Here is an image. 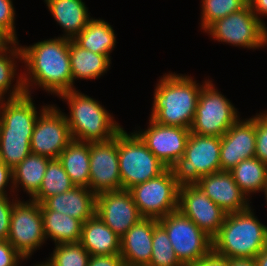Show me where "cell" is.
<instances>
[{
	"instance_id": "cell-1",
	"label": "cell",
	"mask_w": 267,
	"mask_h": 266,
	"mask_svg": "<svg viewBox=\"0 0 267 266\" xmlns=\"http://www.w3.org/2000/svg\"><path fill=\"white\" fill-rule=\"evenodd\" d=\"M20 47L26 68L25 73L22 72L26 94L31 95L37 86L56 96L76 89L70 65L69 39L59 36Z\"/></svg>"
},
{
	"instance_id": "cell-2",
	"label": "cell",
	"mask_w": 267,
	"mask_h": 266,
	"mask_svg": "<svg viewBox=\"0 0 267 266\" xmlns=\"http://www.w3.org/2000/svg\"><path fill=\"white\" fill-rule=\"evenodd\" d=\"M24 94L17 98L2 99L0 103V160L12 169L30 153V140L38 116L33 97Z\"/></svg>"
},
{
	"instance_id": "cell-3",
	"label": "cell",
	"mask_w": 267,
	"mask_h": 266,
	"mask_svg": "<svg viewBox=\"0 0 267 266\" xmlns=\"http://www.w3.org/2000/svg\"><path fill=\"white\" fill-rule=\"evenodd\" d=\"M188 75L170 73L163 75L156 84L151 118L165 126L191 128L198 97L203 85Z\"/></svg>"
},
{
	"instance_id": "cell-4",
	"label": "cell",
	"mask_w": 267,
	"mask_h": 266,
	"mask_svg": "<svg viewBox=\"0 0 267 266\" xmlns=\"http://www.w3.org/2000/svg\"><path fill=\"white\" fill-rule=\"evenodd\" d=\"M251 206L228 213L219 232L212 238V251L225 258H255L267 246V226Z\"/></svg>"
},
{
	"instance_id": "cell-5",
	"label": "cell",
	"mask_w": 267,
	"mask_h": 266,
	"mask_svg": "<svg viewBox=\"0 0 267 266\" xmlns=\"http://www.w3.org/2000/svg\"><path fill=\"white\" fill-rule=\"evenodd\" d=\"M68 103L69 114L64 116L73 140L103 142L113 139L123 128L96 99L76 89L58 95Z\"/></svg>"
},
{
	"instance_id": "cell-6",
	"label": "cell",
	"mask_w": 267,
	"mask_h": 266,
	"mask_svg": "<svg viewBox=\"0 0 267 266\" xmlns=\"http://www.w3.org/2000/svg\"><path fill=\"white\" fill-rule=\"evenodd\" d=\"M118 158L124 190L156 178L168 169L135 132L128 134L124 128L118 132Z\"/></svg>"
},
{
	"instance_id": "cell-7",
	"label": "cell",
	"mask_w": 267,
	"mask_h": 266,
	"mask_svg": "<svg viewBox=\"0 0 267 266\" xmlns=\"http://www.w3.org/2000/svg\"><path fill=\"white\" fill-rule=\"evenodd\" d=\"M221 137L190 133L184 156L170 169L179 186L194 185L204 175L221 171Z\"/></svg>"
},
{
	"instance_id": "cell-8",
	"label": "cell",
	"mask_w": 267,
	"mask_h": 266,
	"mask_svg": "<svg viewBox=\"0 0 267 266\" xmlns=\"http://www.w3.org/2000/svg\"><path fill=\"white\" fill-rule=\"evenodd\" d=\"M212 82L209 79L200 91L190 132L222 137L240 116L237 108Z\"/></svg>"
},
{
	"instance_id": "cell-9",
	"label": "cell",
	"mask_w": 267,
	"mask_h": 266,
	"mask_svg": "<svg viewBox=\"0 0 267 266\" xmlns=\"http://www.w3.org/2000/svg\"><path fill=\"white\" fill-rule=\"evenodd\" d=\"M184 266H192L212 251V238L179 210L157 219Z\"/></svg>"
},
{
	"instance_id": "cell-10",
	"label": "cell",
	"mask_w": 267,
	"mask_h": 266,
	"mask_svg": "<svg viewBox=\"0 0 267 266\" xmlns=\"http://www.w3.org/2000/svg\"><path fill=\"white\" fill-rule=\"evenodd\" d=\"M204 32L215 41L236 47H267V27L252 12L249 3L243 9L215 21Z\"/></svg>"
},
{
	"instance_id": "cell-11",
	"label": "cell",
	"mask_w": 267,
	"mask_h": 266,
	"mask_svg": "<svg viewBox=\"0 0 267 266\" xmlns=\"http://www.w3.org/2000/svg\"><path fill=\"white\" fill-rule=\"evenodd\" d=\"M45 241L40 204L19 198L12 207L8 242L28 260Z\"/></svg>"
},
{
	"instance_id": "cell-12",
	"label": "cell",
	"mask_w": 267,
	"mask_h": 266,
	"mask_svg": "<svg viewBox=\"0 0 267 266\" xmlns=\"http://www.w3.org/2000/svg\"><path fill=\"white\" fill-rule=\"evenodd\" d=\"M140 214L145 218H162L178 210L179 185L168 168L156 178L129 189Z\"/></svg>"
},
{
	"instance_id": "cell-13",
	"label": "cell",
	"mask_w": 267,
	"mask_h": 266,
	"mask_svg": "<svg viewBox=\"0 0 267 266\" xmlns=\"http://www.w3.org/2000/svg\"><path fill=\"white\" fill-rule=\"evenodd\" d=\"M72 140L64 113L49 105L36 120L30 140L31 153L58 159Z\"/></svg>"
},
{
	"instance_id": "cell-14",
	"label": "cell",
	"mask_w": 267,
	"mask_h": 266,
	"mask_svg": "<svg viewBox=\"0 0 267 266\" xmlns=\"http://www.w3.org/2000/svg\"><path fill=\"white\" fill-rule=\"evenodd\" d=\"M118 134L111 140L90 142L89 189L95 194L122 190Z\"/></svg>"
},
{
	"instance_id": "cell-15",
	"label": "cell",
	"mask_w": 267,
	"mask_h": 266,
	"mask_svg": "<svg viewBox=\"0 0 267 266\" xmlns=\"http://www.w3.org/2000/svg\"><path fill=\"white\" fill-rule=\"evenodd\" d=\"M178 210L211 238L219 232L227 214L196 184L179 186Z\"/></svg>"
},
{
	"instance_id": "cell-16",
	"label": "cell",
	"mask_w": 267,
	"mask_h": 266,
	"mask_svg": "<svg viewBox=\"0 0 267 266\" xmlns=\"http://www.w3.org/2000/svg\"><path fill=\"white\" fill-rule=\"evenodd\" d=\"M134 132L167 168L184 156L187 140L191 133L188 128L161 125L151 118L147 129Z\"/></svg>"
},
{
	"instance_id": "cell-17",
	"label": "cell",
	"mask_w": 267,
	"mask_h": 266,
	"mask_svg": "<svg viewBox=\"0 0 267 266\" xmlns=\"http://www.w3.org/2000/svg\"><path fill=\"white\" fill-rule=\"evenodd\" d=\"M96 214L120 238L144 218L130 191L124 189L96 195Z\"/></svg>"
},
{
	"instance_id": "cell-18",
	"label": "cell",
	"mask_w": 267,
	"mask_h": 266,
	"mask_svg": "<svg viewBox=\"0 0 267 266\" xmlns=\"http://www.w3.org/2000/svg\"><path fill=\"white\" fill-rule=\"evenodd\" d=\"M255 116L239 118L221 137V171H231L244 159L255 157Z\"/></svg>"
},
{
	"instance_id": "cell-19",
	"label": "cell",
	"mask_w": 267,
	"mask_h": 266,
	"mask_svg": "<svg viewBox=\"0 0 267 266\" xmlns=\"http://www.w3.org/2000/svg\"><path fill=\"white\" fill-rule=\"evenodd\" d=\"M196 185L227 214L250 207L249 198L241 191L228 171L204 175Z\"/></svg>"
},
{
	"instance_id": "cell-20",
	"label": "cell",
	"mask_w": 267,
	"mask_h": 266,
	"mask_svg": "<svg viewBox=\"0 0 267 266\" xmlns=\"http://www.w3.org/2000/svg\"><path fill=\"white\" fill-rule=\"evenodd\" d=\"M40 208L66 214L84 223L96 214V195L87 187L75 186L45 199Z\"/></svg>"
},
{
	"instance_id": "cell-21",
	"label": "cell",
	"mask_w": 267,
	"mask_h": 266,
	"mask_svg": "<svg viewBox=\"0 0 267 266\" xmlns=\"http://www.w3.org/2000/svg\"><path fill=\"white\" fill-rule=\"evenodd\" d=\"M155 218H142L121 237L120 255L124 263L149 265L152 254Z\"/></svg>"
},
{
	"instance_id": "cell-22",
	"label": "cell",
	"mask_w": 267,
	"mask_h": 266,
	"mask_svg": "<svg viewBox=\"0 0 267 266\" xmlns=\"http://www.w3.org/2000/svg\"><path fill=\"white\" fill-rule=\"evenodd\" d=\"M81 245L91 255L120 254L121 238L95 214L82 223Z\"/></svg>"
},
{
	"instance_id": "cell-23",
	"label": "cell",
	"mask_w": 267,
	"mask_h": 266,
	"mask_svg": "<svg viewBox=\"0 0 267 266\" xmlns=\"http://www.w3.org/2000/svg\"><path fill=\"white\" fill-rule=\"evenodd\" d=\"M48 11L63 28L61 37L73 40L92 19L83 0H44Z\"/></svg>"
},
{
	"instance_id": "cell-24",
	"label": "cell",
	"mask_w": 267,
	"mask_h": 266,
	"mask_svg": "<svg viewBox=\"0 0 267 266\" xmlns=\"http://www.w3.org/2000/svg\"><path fill=\"white\" fill-rule=\"evenodd\" d=\"M69 55L73 83L76 79H98L111 67V57L83 49L70 39Z\"/></svg>"
},
{
	"instance_id": "cell-25",
	"label": "cell",
	"mask_w": 267,
	"mask_h": 266,
	"mask_svg": "<svg viewBox=\"0 0 267 266\" xmlns=\"http://www.w3.org/2000/svg\"><path fill=\"white\" fill-rule=\"evenodd\" d=\"M50 160L51 158L49 157L30 153L12 169L13 184L10 192L15 194L19 190L17 188L22 187V190L29 195V198H32L41 187L46 167Z\"/></svg>"
},
{
	"instance_id": "cell-26",
	"label": "cell",
	"mask_w": 267,
	"mask_h": 266,
	"mask_svg": "<svg viewBox=\"0 0 267 266\" xmlns=\"http://www.w3.org/2000/svg\"><path fill=\"white\" fill-rule=\"evenodd\" d=\"M58 160L75 186L89 188L90 143L72 140Z\"/></svg>"
},
{
	"instance_id": "cell-27",
	"label": "cell",
	"mask_w": 267,
	"mask_h": 266,
	"mask_svg": "<svg viewBox=\"0 0 267 266\" xmlns=\"http://www.w3.org/2000/svg\"><path fill=\"white\" fill-rule=\"evenodd\" d=\"M73 41L83 49L111 57L110 54L116 45V36L110 23L92 18Z\"/></svg>"
},
{
	"instance_id": "cell-28",
	"label": "cell",
	"mask_w": 267,
	"mask_h": 266,
	"mask_svg": "<svg viewBox=\"0 0 267 266\" xmlns=\"http://www.w3.org/2000/svg\"><path fill=\"white\" fill-rule=\"evenodd\" d=\"M41 214L46 240L50 237L55 244L80 242V220L52 210H41Z\"/></svg>"
},
{
	"instance_id": "cell-29",
	"label": "cell",
	"mask_w": 267,
	"mask_h": 266,
	"mask_svg": "<svg viewBox=\"0 0 267 266\" xmlns=\"http://www.w3.org/2000/svg\"><path fill=\"white\" fill-rule=\"evenodd\" d=\"M229 172L249 199L251 194L264 192L267 186V164L256 157L244 159Z\"/></svg>"
},
{
	"instance_id": "cell-30",
	"label": "cell",
	"mask_w": 267,
	"mask_h": 266,
	"mask_svg": "<svg viewBox=\"0 0 267 266\" xmlns=\"http://www.w3.org/2000/svg\"><path fill=\"white\" fill-rule=\"evenodd\" d=\"M15 59L22 61V50L19 46V41L9 50L0 53V98L2 99L7 97L6 94H8V99L17 98L25 94L22 73L20 75L17 74V61ZM17 75L18 77H16ZM14 78H16V83L12 85Z\"/></svg>"
},
{
	"instance_id": "cell-31",
	"label": "cell",
	"mask_w": 267,
	"mask_h": 266,
	"mask_svg": "<svg viewBox=\"0 0 267 266\" xmlns=\"http://www.w3.org/2000/svg\"><path fill=\"white\" fill-rule=\"evenodd\" d=\"M75 187L58 159L48 162L39 191L30 199L41 204L45 199Z\"/></svg>"
},
{
	"instance_id": "cell-32",
	"label": "cell",
	"mask_w": 267,
	"mask_h": 266,
	"mask_svg": "<svg viewBox=\"0 0 267 266\" xmlns=\"http://www.w3.org/2000/svg\"><path fill=\"white\" fill-rule=\"evenodd\" d=\"M148 266H184L177 258L165 229L159 223L154 227Z\"/></svg>"
},
{
	"instance_id": "cell-33",
	"label": "cell",
	"mask_w": 267,
	"mask_h": 266,
	"mask_svg": "<svg viewBox=\"0 0 267 266\" xmlns=\"http://www.w3.org/2000/svg\"><path fill=\"white\" fill-rule=\"evenodd\" d=\"M90 256L80 242L55 244L45 263L48 266H87Z\"/></svg>"
},
{
	"instance_id": "cell-34",
	"label": "cell",
	"mask_w": 267,
	"mask_h": 266,
	"mask_svg": "<svg viewBox=\"0 0 267 266\" xmlns=\"http://www.w3.org/2000/svg\"><path fill=\"white\" fill-rule=\"evenodd\" d=\"M201 29L206 30L215 21L243 9L248 0H201Z\"/></svg>"
},
{
	"instance_id": "cell-35",
	"label": "cell",
	"mask_w": 267,
	"mask_h": 266,
	"mask_svg": "<svg viewBox=\"0 0 267 266\" xmlns=\"http://www.w3.org/2000/svg\"><path fill=\"white\" fill-rule=\"evenodd\" d=\"M255 157L267 164V111L255 115Z\"/></svg>"
},
{
	"instance_id": "cell-36",
	"label": "cell",
	"mask_w": 267,
	"mask_h": 266,
	"mask_svg": "<svg viewBox=\"0 0 267 266\" xmlns=\"http://www.w3.org/2000/svg\"><path fill=\"white\" fill-rule=\"evenodd\" d=\"M18 194L10 200V197L4 196L0 198V241L8 240L10 230V218L12 213V207L18 200ZM10 200V201H9Z\"/></svg>"
},
{
	"instance_id": "cell-37",
	"label": "cell",
	"mask_w": 267,
	"mask_h": 266,
	"mask_svg": "<svg viewBox=\"0 0 267 266\" xmlns=\"http://www.w3.org/2000/svg\"><path fill=\"white\" fill-rule=\"evenodd\" d=\"M13 0H0V26L3 27L17 42L15 29V8Z\"/></svg>"
},
{
	"instance_id": "cell-38",
	"label": "cell",
	"mask_w": 267,
	"mask_h": 266,
	"mask_svg": "<svg viewBox=\"0 0 267 266\" xmlns=\"http://www.w3.org/2000/svg\"><path fill=\"white\" fill-rule=\"evenodd\" d=\"M24 259L8 240L0 241V266H19Z\"/></svg>"
},
{
	"instance_id": "cell-39",
	"label": "cell",
	"mask_w": 267,
	"mask_h": 266,
	"mask_svg": "<svg viewBox=\"0 0 267 266\" xmlns=\"http://www.w3.org/2000/svg\"><path fill=\"white\" fill-rule=\"evenodd\" d=\"M124 261L120 254L90 256L87 266H123Z\"/></svg>"
},
{
	"instance_id": "cell-40",
	"label": "cell",
	"mask_w": 267,
	"mask_h": 266,
	"mask_svg": "<svg viewBox=\"0 0 267 266\" xmlns=\"http://www.w3.org/2000/svg\"><path fill=\"white\" fill-rule=\"evenodd\" d=\"M9 181L13 184L12 168L0 160V198L9 196L7 190H5Z\"/></svg>"
},
{
	"instance_id": "cell-41",
	"label": "cell",
	"mask_w": 267,
	"mask_h": 266,
	"mask_svg": "<svg viewBox=\"0 0 267 266\" xmlns=\"http://www.w3.org/2000/svg\"><path fill=\"white\" fill-rule=\"evenodd\" d=\"M192 266H229V259L211 251L207 256L203 257Z\"/></svg>"
},
{
	"instance_id": "cell-42",
	"label": "cell",
	"mask_w": 267,
	"mask_h": 266,
	"mask_svg": "<svg viewBox=\"0 0 267 266\" xmlns=\"http://www.w3.org/2000/svg\"><path fill=\"white\" fill-rule=\"evenodd\" d=\"M252 12L265 25L262 16H267V0H248Z\"/></svg>"
},
{
	"instance_id": "cell-43",
	"label": "cell",
	"mask_w": 267,
	"mask_h": 266,
	"mask_svg": "<svg viewBox=\"0 0 267 266\" xmlns=\"http://www.w3.org/2000/svg\"><path fill=\"white\" fill-rule=\"evenodd\" d=\"M17 41L0 26V53L9 50Z\"/></svg>"
},
{
	"instance_id": "cell-44",
	"label": "cell",
	"mask_w": 267,
	"mask_h": 266,
	"mask_svg": "<svg viewBox=\"0 0 267 266\" xmlns=\"http://www.w3.org/2000/svg\"><path fill=\"white\" fill-rule=\"evenodd\" d=\"M229 266H257L255 258H230Z\"/></svg>"
},
{
	"instance_id": "cell-45",
	"label": "cell",
	"mask_w": 267,
	"mask_h": 266,
	"mask_svg": "<svg viewBox=\"0 0 267 266\" xmlns=\"http://www.w3.org/2000/svg\"><path fill=\"white\" fill-rule=\"evenodd\" d=\"M257 266H267V246L255 257Z\"/></svg>"
},
{
	"instance_id": "cell-46",
	"label": "cell",
	"mask_w": 267,
	"mask_h": 266,
	"mask_svg": "<svg viewBox=\"0 0 267 266\" xmlns=\"http://www.w3.org/2000/svg\"><path fill=\"white\" fill-rule=\"evenodd\" d=\"M123 266H148V265H132V264L124 263Z\"/></svg>"
},
{
	"instance_id": "cell-47",
	"label": "cell",
	"mask_w": 267,
	"mask_h": 266,
	"mask_svg": "<svg viewBox=\"0 0 267 266\" xmlns=\"http://www.w3.org/2000/svg\"><path fill=\"white\" fill-rule=\"evenodd\" d=\"M34 266H48L46 263H45V261L44 262H41L40 264H36V265H34Z\"/></svg>"
},
{
	"instance_id": "cell-48",
	"label": "cell",
	"mask_w": 267,
	"mask_h": 266,
	"mask_svg": "<svg viewBox=\"0 0 267 266\" xmlns=\"http://www.w3.org/2000/svg\"><path fill=\"white\" fill-rule=\"evenodd\" d=\"M264 195H265V199H266V202H267V186H266V188L264 189ZM266 205H267V203H266Z\"/></svg>"
}]
</instances>
